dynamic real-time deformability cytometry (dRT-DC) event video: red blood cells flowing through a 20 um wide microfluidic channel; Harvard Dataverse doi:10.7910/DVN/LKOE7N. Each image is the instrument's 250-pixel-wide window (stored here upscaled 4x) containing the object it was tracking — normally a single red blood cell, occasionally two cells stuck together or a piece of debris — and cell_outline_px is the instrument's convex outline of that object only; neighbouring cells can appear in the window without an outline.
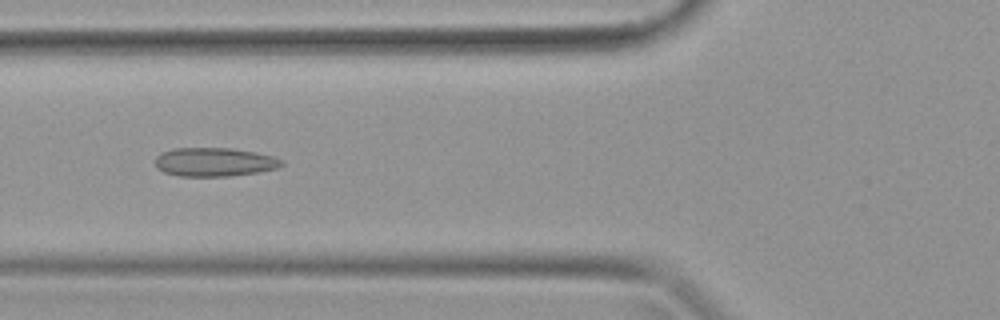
{"species": "common noctule bat (a hibernating species)", "species_latin": "Nyctalus noctula", "temperature_condition": "warm", "stored_images_in_passage": 39, "camera_frame_rate_fps": 3000, "um_per_image_px": 0.085, "animal": {"sex": "female", "body_mass_g": 19.9}, "frame": {"image": 1, "passage_image": 15, "time_ms": 4.667, "image_size_px": [1000, 320], "cell_outline_px": [[284, 164], [276, 168], [256, 172], [232, 176], [180, 176], [164, 172], [156, 168], [156, 156], [160, 152], [172, 148], [232, 148], [256, 152], [272, 156], [284, 160]], "centroid_in_image_um": [18.21, 13.76], "position_along_channel_um": 107.6, "area_um2": 21.27}}
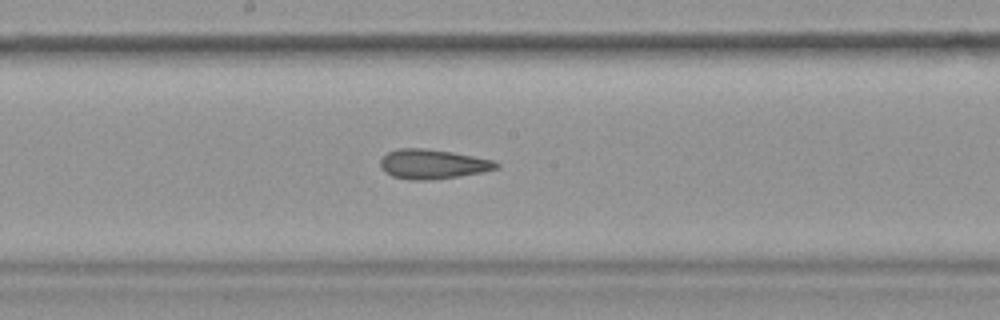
{"frame": {"image": 2, "passage_image": 21, "time_ms": 6.667, "image_size_px": [1000, 320], "cell_outline_px": [[500, 168], [460, 176], [428, 180], [412, 180], [392, 176], [384, 172], [380, 168], [380, 160], [388, 152], [396, 148], [424, 148], [452, 152], [492, 160], [500, 164]], "centroid_in_image_um": [36.74, 13.95], "position_along_channel_um": 211.5, "area_um2": 19.94}}
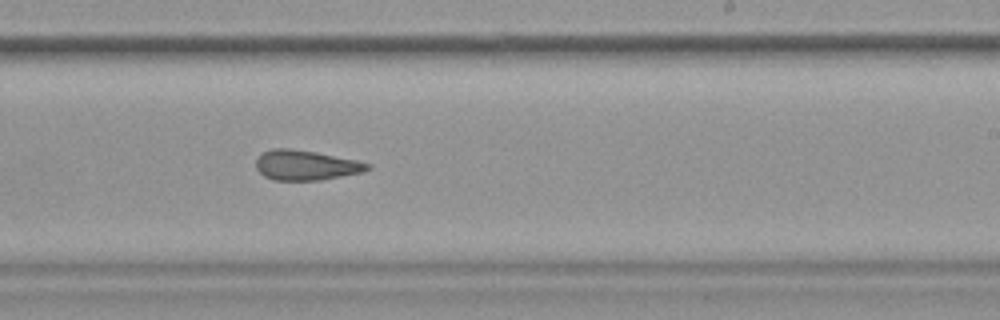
{"frame": {"image": 3, "passage_image": 24, "time_ms": 7.667, "image_size_px": [1000, 320], "cell_outline_px": [[372, 168], [364, 172], [320, 180], [272, 180], [264, 176], [256, 168], [256, 160], [260, 152], [272, 148], [292, 148], [316, 152], [356, 160], [372, 164]], "centroid_in_image_um": [25.99, 14.03], "position_along_channel_um": 263.0, "area_um2": 19.71}}